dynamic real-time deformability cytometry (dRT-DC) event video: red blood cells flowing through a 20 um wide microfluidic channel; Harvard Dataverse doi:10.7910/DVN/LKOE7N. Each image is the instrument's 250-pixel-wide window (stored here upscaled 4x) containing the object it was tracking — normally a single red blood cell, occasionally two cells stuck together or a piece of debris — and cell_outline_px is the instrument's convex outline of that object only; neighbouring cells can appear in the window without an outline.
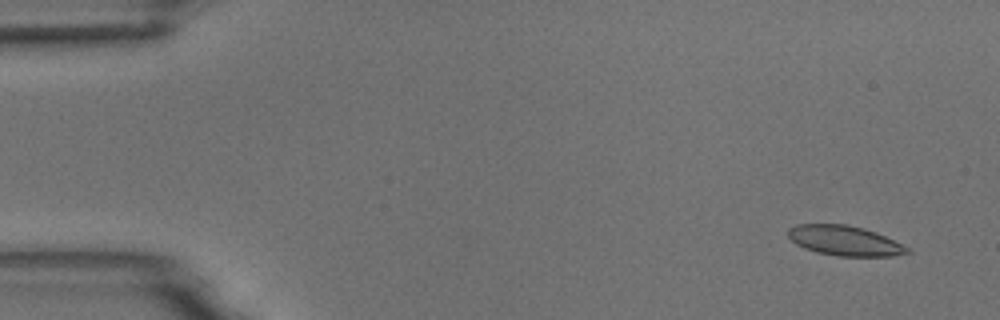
{"species": "common noctule bat (a hibernating species)", "species_latin": "Nyctalus noctula", "temperature_condition": "room temperature", "stored_images_in_passage": 4, "camera_frame_rate_fps": 3000, "um_per_image_px": 0.085, "animal": {"sex": "male", "body_mass_g": 18.8}, "frame": {"image": 1, "passage_image": 1, "time_ms": 0.0, "image_size_px": [1000, 320], "cell_outline_px": [[912, 252], [892, 256], [836, 256], [816, 252], [804, 248], [796, 244], [788, 236], [788, 228], [796, 224], [848, 224], [864, 228], [876, 232], [912, 248]], "centroid_in_image_um": [71.82, 20.45], "position_along_channel_um": 13.2, "area_um2": 21.04}}
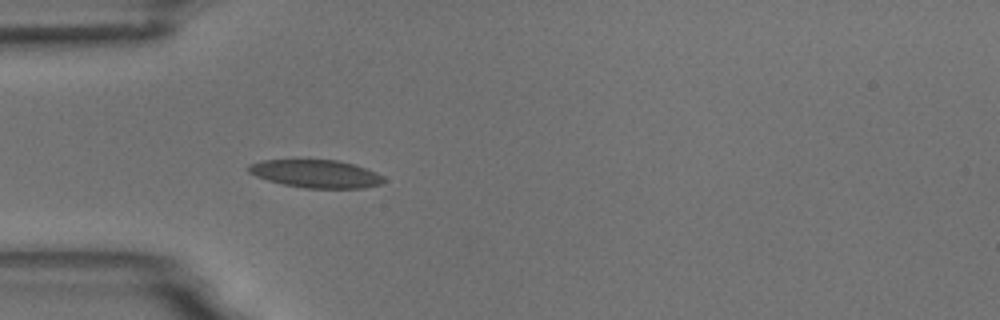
{"frame": {"image": 2, "passage_image": 4, "time_ms": 4.333, "image_size_px": [1000, 320], "cell_outline_px": [[384, 180], [380, 184], [364, 188], [304, 188], [284, 184], [268, 180], [256, 176], [248, 172], [248, 164], [260, 160], [336, 160], [352, 164], [376, 172], [384, 176]], "centroid_in_image_um": [26.83, 14.77], "position_along_channel_um": 58.2, "area_um2": 21.85}}